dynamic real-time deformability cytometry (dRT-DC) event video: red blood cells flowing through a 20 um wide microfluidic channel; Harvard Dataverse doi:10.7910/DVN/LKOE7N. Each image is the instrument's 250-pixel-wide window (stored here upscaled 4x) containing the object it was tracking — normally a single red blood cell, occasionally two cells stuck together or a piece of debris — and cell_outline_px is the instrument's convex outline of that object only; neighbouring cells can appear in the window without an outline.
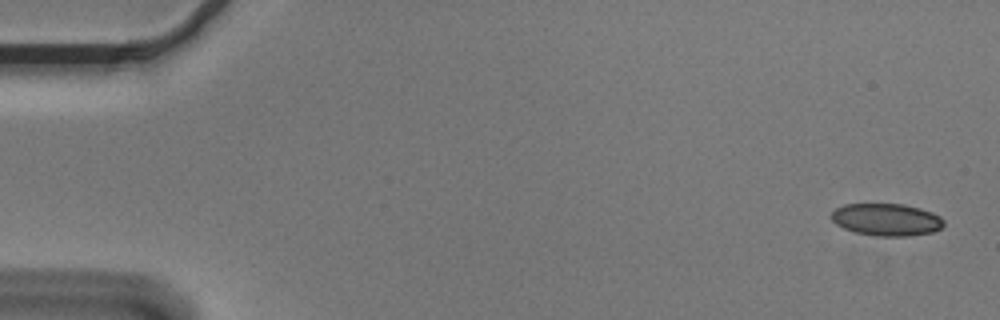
{"species": "Egyptian fruit bat (a non-hibernating species)", "species_latin": "Rousettus aegyptiacus", "temperature_condition": "cold", "stored_images_in_passage": 54, "camera_frame_rate_fps": 3000, "um_per_image_px": 0.085, "animal": {"sex": "male"}, "frame": {"image": 1, "passage_image": 1, "time_ms": 0.0, "image_size_px": [1000, 320], "cell_outline_px": [[944, 224], [940, 228], [932, 232], [908, 236], [876, 236], [856, 232], [844, 228], [836, 224], [832, 220], [832, 212], [836, 208], [844, 204], [904, 204], [920, 208], [932, 212], [940, 216], [944, 220]], "centroid_in_image_um": [75.36, 18.66], "position_along_channel_um": 9.6, "area_um2": 21.1}}
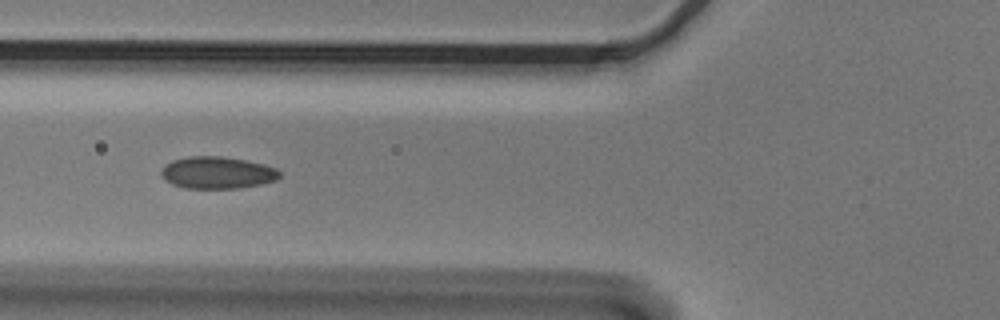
{"frame": {"image": 2, "passage_image": 20, "time_ms": 6.333, "image_size_px": [1000, 320], "cell_outline_px": [[280, 176], [276, 180], [260, 184], [240, 188], [184, 188], [172, 184], [164, 180], [160, 172], [172, 160], [188, 156], [224, 156], [248, 160], [264, 164], [276, 168], [280, 172]], "centroid_in_image_um": [18.48, 14.67], "position_along_channel_um": 107.3, "area_um2": 22.2}}
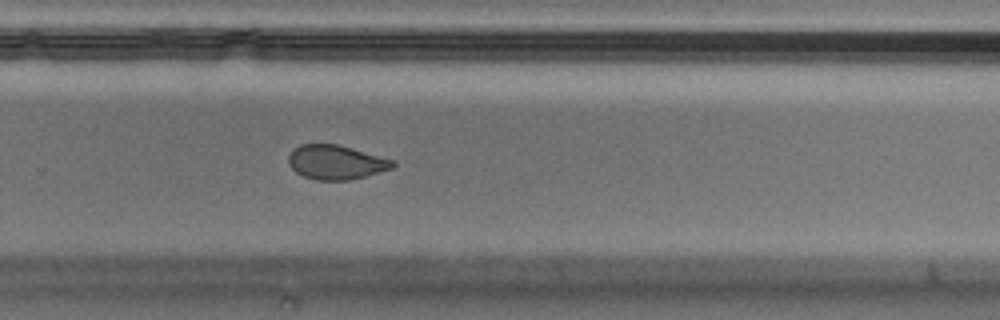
{"frame": {"image": 3, "passage_image": 36, "time_ms": 11.667, "image_size_px": [1000, 320], "cell_outline_px": [[396, 164], [392, 168], [364, 176], [348, 180], [316, 180], [304, 176], [296, 172], [288, 164], [288, 156], [292, 148], [300, 144], [336, 144], [352, 148], [396, 160]], "centroid_in_image_um": [28.54, 13.78], "position_along_channel_um": 301.3, "area_um2": 20.87}, "authors_computed_cell_mechanics": {"area_um2": 22.1374, "velocity_mm_per_s": 3.6352, "shape_relaxation_time_tau1_ms": 7.7417, "shape_relaxation_time_tau2_ms": 1.3327, "deformation_change_tau1": 0.142, "deformation_change_tau2": 0.046}}